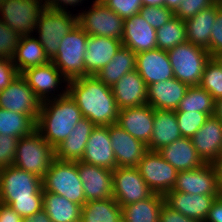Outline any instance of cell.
<instances>
[{
  "mask_svg": "<svg viewBox=\"0 0 222 222\" xmlns=\"http://www.w3.org/2000/svg\"><path fill=\"white\" fill-rule=\"evenodd\" d=\"M139 15L157 30L174 17V12L165 6H143Z\"/></svg>",
  "mask_w": 222,
  "mask_h": 222,
  "instance_id": "60d3db41",
  "label": "cell"
},
{
  "mask_svg": "<svg viewBox=\"0 0 222 222\" xmlns=\"http://www.w3.org/2000/svg\"><path fill=\"white\" fill-rule=\"evenodd\" d=\"M20 36L0 20V58L12 60L15 56Z\"/></svg>",
  "mask_w": 222,
  "mask_h": 222,
  "instance_id": "b9f144b4",
  "label": "cell"
},
{
  "mask_svg": "<svg viewBox=\"0 0 222 222\" xmlns=\"http://www.w3.org/2000/svg\"><path fill=\"white\" fill-rule=\"evenodd\" d=\"M108 133L117 167H136L148 151L147 145L131 136L116 123L108 125Z\"/></svg>",
  "mask_w": 222,
  "mask_h": 222,
  "instance_id": "e0dca14e",
  "label": "cell"
},
{
  "mask_svg": "<svg viewBox=\"0 0 222 222\" xmlns=\"http://www.w3.org/2000/svg\"><path fill=\"white\" fill-rule=\"evenodd\" d=\"M112 182L113 198L121 207L153 194L136 167H116L112 172Z\"/></svg>",
  "mask_w": 222,
  "mask_h": 222,
  "instance_id": "5bb4252c",
  "label": "cell"
},
{
  "mask_svg": "<svg viewBox=\"0 0 222 222\" xmlns=\"http://www.w3.org/2000/svg\"><path fill=\"white\" fill-rule=\"evenodd\" d=\"M173 191L208 196H221L220 171L217 164L204 165L177 173Z\"/></svg>",
  "mask_w": 222,
  "mask_h": 222,
  "instance_id": "8fae6325",
  "label": "cell"
},
{
  "mask_svg": "<svg viewBox=\"0 0 222 222\" xmlns=\"http://www.w3.org/2000/svg\"><path fill=\"white\" fill-rule=\"evenodd\" d=\"M182 0H165V7L169 8L173 12L178 8Z\"/></svg>",
  "mask_w": 222,
  "mask_h": 222,
  "instance_id": "11a10c76",
  "label": "cell"
},
{
  "mask_svg": "<svg viewBox=\"0 0 222 222\" xmlns=\"http://www.w3.org/2000/svg\"><path fill=\"white\" fill-rule=\"evenodd\" d=\"M220 7L221 5L212 4L184 21L188 42L205 49L209 48L212 26Z\"/></svg>",
  "mask_w": 222,
  "mask_h": 222,
  "instance_id": "f546056e",
  "label": "cell"
},
{
  "mask_svg": "<svg viewBox=\"0 0 222 222\" xmlns=\"http://www.w3.org/2000/svg\"><path fill=\"white\" fill-rule=\"evenodd\" d=\"M80 222H122L121 206L114 198L88 201L82 206Z\"/></svg>",
  "mask_w": 222,
  "mask_h": 222,
  "instance_id": "e575fe53",
  "label": "cell"
},
{
  "mask_svg": "<svg viewBox=\"0 0 222 222\" xmlns=\"http://www.w3.org/2000/svg\"><path fill=\"white\" fill-rule=\"evenodd\" d=\"M220 171L221 195H222V167H217Z\"/></svg>",
  "mask_w": 222,
  "mask_h": 222,
  "instance_id": "91938a15",
  "label": "cell"
},
{
  "mask_svg": "<svg viewBox=\"0 0 222 222\" xmlns=\"http://www.w3.org/2000/svg\"><path fill=\"white\" fill-rule=\"evenodd\" d=\"M67 93L81 110L82 116L95 126L117 123L119 108L111 86L105 85L95 75L70 80Z\"/></svg>",
  "mask_w": 222,
  "mask_h": 222,
  "instance_id": "6da1fadb",
  "label": "cell"
},
{
  "mask_svg": "<svg viewBox=\"0 0 222 222\" xmlns=\"http://www.w3.org/2000/svg\"><path fill=\"white\" fill-rule=\"evenodd\" d=\"M22 222H52L47 213L42 209L32 216L23 218Z\"/></svg>",
  "mask_w": 222,
  "mask_h": 222,
  "instance_id": "f5cc1de1",
  "label": "cell"
},
{
  "mask_svg": "<svg viewBox=\"0 0 222 222\" xmlns=\"http://www.w3.org/2000/svg\"><path fill=\"white\" fill-rule=\"evenodd\" d=\"M164 196L153 193L147 199L121 207L122 222H159Z\"/></svg>",
  "mask_w": 222,
  "mask_h": 222,
  "instance_id": "d6a6232c",
  "label": "cell"
},
{
  "mask_svg": "<svg viewBox=\"0 0 222 222\" xmlns=\"http://www.w3.org/2000/svg\"><path fill=\"white\" fill-rule=\"evenodd\" d=\"M23 218L9 205L0 202V222H22Z\"/></svg>",
  "mask_w": 222,
  "mask_h": 222,
  "instance_id": "f907efd6",
  "label": "cell"
},
{
  "mask_svg": "<svg viewBox=\"0 0 222 222\" xmlns=\"http://www.w3.org/2000/svg\"><path fill=\"white\" fill-rule=\"evenodd\" d=\"M219 196L189 194L180 191H169L164 195L165 204L187 218L205 222L209 210Z\"/></svg>",
  "mask_w": 222,
  "mask_h": 222,
  "instance_id": "44dd1931",
  "label": "cell"
},
{
  "mask_svg": "<svg viewBox=\"0 0 222 222\" xmlns=\"http://www.w3.org/2000/svg\"><path fill=\"white\" fill-rule=\"evenodd\" d=\"M44 7V0H4L0 20L20 37L32 35Z\"/></svg>",
  "mask_w": 222,
  "mask_h": 222,
  "instance_id": "30bf717a",
  "label": "cell"
},
{
  "mask_svg": "<svg viewBox=\"0 0 222 222\" xmlns=\"http://www.w3.org/2000/svg\"><path fill=\"white\" fill-rule=\"evenodd\" d=\"M182 137L192 138L209 117L201 112H175Z\"/></svg>",
  "mask_w": 222,
  "mask_h": 222,
  "instance_id": "ab89813d",
  "label": "cell"
},
{
  "mask_svg": "<svg viewBox=\"0 0 222 222\" xmlns=\"http://www.w3.org/2000/svg\"><path fill=\"white\" fill-rule=\"evenodd\" d=\"M43 190L53 192L81 206L86 203L77 162L54 159L42 179Z\"/></svg>",
  "mask_w": 222,
  "mask_h": 222,
  "instance_id": "277c9868",
  "label": "cell"
},
{
  "mask_svg": "<svg viewBox=\"0 0 222 222\" xmlns=\"http://www.w3.org/2000/svg\"><path fill=\"white\" fill-rule=\"evenodd\" d=\"M88 34L76 24L63 37L56 56L51 60L67 81L85 77L84 57Z\"/></svg>",
  "mask_w": 222,
  "mask_h": 222,
  "instance_id": "8992f818",
  "label": "cell"
},
{
  "mask_svg": "<svg viewBox=\"0 0 222 222\" xmlns=\"http://www.w3.org/2000/svg\"><path fill=\"white\" fill-rule=\"evenodd\" d=\"M105 5L123 20L139 14V11L143 7L141 0H109Z\"/></svg>",
  "mask_w": 222,
  "mask_h": 222,
  "instance_id": "7bdbcfd3",
  "label": "cell"
},
{
  "mask_svg": "<svg viewBox=\"0 0 222 222\" xmlns=\"http://www.w3.org/2000/svg\"><path fill=\"white\" fill-rule=\"evenodd\" d=\"M40 107L41 101L21 74L7 88L0 91V108L2 109L30 115L37 122Z\"/></svg>",
  "mask_w": 222,
  "mask_h": 222,
  "instance_id": "9a60e30c",
  "label": "cell"
},
{
  "mask_svg": "<svg viewBox=\"0 0 222 222\" xmlns=\"http://www.w3.org/2000/svg\"><path fill=\"white\" fill-rule=\"evenodd\" d=\"M36 121L26 114L0 108V134L11 137H25L36 130Z\"/></svg>",
  "mask_w": 222,
  "mask_h": 222,
  "instance_id": "d590c367",
  "label": "cell"
},
{
  "mask_svg": "<svg viewBox=\"0 0 222 222\" xmlns=\"http://www.w3.org/2000/svg\"><path fill=\"white\" fill-rule=\"evenodd\" d=\"M82 113L68 93L41 102L36 130L55 149L82 119Z\"/></svg>",
  "mask_w": 222,
  "mask_h": 222,
  "instance_id": "3957f363",
  "label": "cell"
},
{
  "mask_svg": "<svg viewBox=\"0 0 222 222\" xmlns=\"http://www.w3.org/2000/svg\"><path fill=\"white\" fill-rule=\"evenodd\" d=\"M136 168L153 193L164 196L173 190L178 171L157 151L148 150Z\"/></svg>",
  "mask_w": 222,
  "mask_h": 222,
  "instance_id": "7c38bea8",
  "label": "cell"
},
{
  "mask_svg": "<svg viewBox=\"0 0 222 222\" xmlns=\"http://www.w3.org/2000/svg\"><path fill=\"white\" fill-rule=\"evenodd\" d=\"M159 222H199V221L187 218L180 212L173 210L164 203L160 211Z\"/></svg>",
  "mask_w": 222,
  "mask_h": 222,
  "instance_id": "c3c4849f",
  "label": "cell"
},
{
  "mask_svg": "<svg viewBox=\"0 0 222 222\" xmlns=\"http://www.w3.org/2000/svg\"><path fill=\"white\" fill-rule=\"evenodd\" d=\"M188 85L175 77L147 86V104L158 110H176Z\"/></svg>",
  "mask_w": 222,
  "mask_h": 222,
  "instance_id": "d4e9b609",
  "label": "cell"
},
{
  "mask_svg": "<svg viewBox=\"0 0 222 222\" xmlns=\"http://www.w3.org/2000/svg\"><path fill=\"white\" fill-rule=\"evenodd\" d=\"M209 2L214 5H221L222 6V0H209Z\"/></svg>",
  "mask_w": 222,
  "mask_h": 222,
  "instance_id": "680465c9",
  "label": "cell"
},
{
  "mask_svg": "<svg viewBox=\"0 0 222 222\" xmlns=\"http://www.w3.org/2000/svg\"><path fill=\"white\" fill-rule=\"evenodd\" d=\"M93 4L77 13V24L90 36L122 39L124 20L107 5L92 1ZM87 10V11H86Z\"/></svg>",
  "mask_w": 222,
  "mask_h": 222,
  "instance_id": "9c48e42d",
  "label": "cell"
},
{
  "mask_svg": "<svg viewBox=\"0 0 222 222\" xmlns=\"http://www.w3.org/2000/svg\"><path fill=\"white\" fill-rule=\"evenodd\" d=\"M199 86L215 101L222 98V68L213 58L206 63Z\"/></svg>",
  "mask_w": 222,
  "mask_h": 222,
  "instance_id": "f35d334b",
  "label": "cell"
},
{
  "mask_svg": "<svg viewBox=\"0 0 222 222\" xmlns=\"http://www.w3.org/2000/svg\"><path fill=\"white\" fill-rule=\"evenodd\" d=\"M43 210L52 222H80L82 206L53 192L43 190Z\"/></svg>",
  "mask_w": 222,
  "mask_h": 222,
  "instance_id": "1f68e13d",
  "label": "cell"
},
{
  "mask_svg": "<svg viewBox=\"0 0 222 222\" xmlns=\"http://www.w3.org/2000/svg\"><path fill=\"white\" fill-rule=\"evenodd\" d=\"M117 125L148 145L154 127V108L149 104L119 110Z\"/></svg>",
  "mask_w": 222,
  "mask_h": 222,
  "instance_id": "d6986e66",
  "label": "cell"
},
{
  "mask_svg": "<svg viewBox=\"0 0 222 222\" xmlns=\"http://www.w3.org/2000/svg\"><path fill=\"white\" fill-rule=\"evenodd\" d=\"M54 159V148L35 130L18 139L13 165L43 179Z\"/></svg>",
  "mask_w": 222,
  "mask_h": 222,
  "instance_id": "5b68a950",
  "label": "cell"
},
{
  "mask_svg": "<svg viewBox=\"0 0 222 222\" xmlns=\"http://www.w3.org/2000/svg\"><path fill=\"white\" fill-rule=\"evenodd\" d=\"M181 137L175 111L154 109V127L147 149L158 151Z\"/></svg>",
  "mask_w": 222,
  "mask_h": 222,
  "instance_id": "f1b7e54d",
  "label": "cell"
},
{
  "mask_svg": "<svg viewBox=\"0 0 222 222\" xmlns=\"http://www.w3.org/2000/svg\"><path fill=\"white\" fill-rule=\"evenodd\" d=\"M18 139L0 134V169L13 166Z\"/></svg>",
  "mask_w": 222,
  "mask_h": 222,
  "instance_id": "ee69618b",
  "label": "cell"
},
{
  "mask_svg": "<svg viewBox=\"0 0 222 222\" xmlns=\"http://www.w3.org/2000/svg\"><path fill=\"white\" fill-rule=\"evenodd\" d=\"M95 127L89 119H80L68 137L54 149L55 159L81 161L89 136Z\"/></svg>",
  "mask_w": 222,
  "mask_h": 222,
  "instance_id": "4316f807",
  "label": "cell"
},
{
  "mask_svg": "<svg viewBox=\"0 0 222 222\" xmlns=\"http://www.w3.org/2000/svg\"><path fill=\"white\" fill-rule=\"evenodd\" d=\"M143 6H165V0H141Z\"/></svg>",
  "mask_w": 222,
  "mask_h": 222,
  "instance_id": "db71d44e",
  "label": "cell"
},
{
  "mask_svg": "<svg viewBox=\"0 0 222 222\" xmlns=\"http://www.w3.org/2000/svg\"><path fill=\"white\" fill-rule=\"evenodd\" d=\"M215 116L222 121V98L215 101Z\"/></svg>",
  "mask_w": 222,
  "mask_h": 222,
  "instance_id": "9f6ffc18",
  "label": "cell"
},
{
  "mask_svg": "<svg viewBox=\"0 0 222 222\" xmlns=\"http://www.w3.org/2000/svg\"><path fill=\"white\" fill-rule=\"evenodd\" d=\"M211 5L209 0H182L174 16L185 21Z\"/></svg>",
  "mask_w": 222,
  "mask_h": 222,
  "instance_id": "f6af8a7d",
  "label": "cell"
},
{
  "mask_svg": "<svg viewBox=\"0 0 222 222\" xmlns=\"http://www.w3.org/2000/svg\"><path fill=\"white\" fill-rule=\"evenodd\" d=\"M108 126H96L85 146L82 162L114 170L117 167Z\"/></svg>",
  "mask_w": 222,
  "mask_h": 222,
  "instance_id": "7402d4cb",
  "label": "cell"
},
{
  "mask_svg": "<svg viewBox=\"0 0 222 222\" xmlns=\"http://www.w3.org/2000/svg\"><path fill=\"white\" fill-rule=\"evenodd\" d=\"M18 75L19 73L12 60L0 58V91L7 88Z\"/></svg>",
  "mask_w": 222,
  "mask_h": 222,
  "instance_id": "7dc6e473",
  "label": "cell"
},
{
  "mask_svg": "<svg viewBox=\"0 0 222 222\" xmlns=\"http://www.w3.org/2000/svg\"><path fill=\"white\" fill-rule=\"evenodd\" d=\"M191 140L205 163L216 164L222 154V121L215 115L209 116Z\"/></svg>",
  "mask_w": 222,
  "mask_h": 222,
  "instance_id": "2e32d148",
  "label": "cell"
},
{
  "mask_svg": "<svg viewBox=\"0 0 222 222\" xmlns=\"http://www.w3.org/2000/svg\"><path fill=\"white\" fill-rule=\"evenodd\" d=\"M216 164H217V167H222V154H221L220 160Z\"/></svg>",
  "mask_w": 222,
  "mask_h": 222,
  "instance_id": "6125c7cd",
  "label": "cell"
},
{
  "mask_svg": "<svg viewBox=\"0 0 222 222\" xmlns=\"http://www.w3.org/2000/svg\"><path fill=\"white\" fill-rule=\"evenodd\" d=\"M86 202L113 198L112 170L77 161Z\"/></svg>",
  "mask_w": 222,
  "mask_h": 222,
  "instance_id": "ac0fdd59",
  "label": "cell"
},
{
  "mask_svg": "<svg viewBox=\"0 0 222 222\" xmlns=\"http://www.w3.org/2000/svg\"><path fill=\"white\" fill-rule=\"evenodd\" d=\"M167 53L174 77L188 86L199 85L204 67L211 58L207 49L186 41Z\"/></svg>",
  "mask_w": 222,
  "mask_h": 222,
  "instance_id": "52a82bcc",
  "label": "cell"
},
{
  "mask_svg": "<svg viewBox=\"0 0 222 222\" xmlns=\"http://www.w3.org/2000/svg\"><path fill=\"white\" fill-rule=\"evenodd\" d=\"M0 202L22 218L34 215L43 209L42 179L14 165L0 169Z\"/></svg>",
  "mask_w": 222,
  "mask_h": 222,
  "instance_id": "7a4b0ae2",
  "label": "cell"
},
{
  "mask_svg": "<svg viewBox=\"0 0 222 222\" xmlns=\"http://www.w3.org/2000/svg\"><path fill=\"white\" fill-rule=\"evenodd\" d=\"M21 75L41 102L64 96L67 93L68 81L52 61L44 65L28 68ZM61 83H65V88L61 86ZM55 90L57 94H54L56 93Z\"/></svg>",
  "mask_w": 222,
  "mask_h": 222,
  "instance_id": "4fadbf2b",
  "label": "cell"
},
{
  "mask_svg": "<svg viewBox=\"0 0 222 222\" xmlns=\"http://www.w3.org/2000/svg\"><path fill=\"white\" fill-rule=\"evenodd\" d=\"M157 48L168 51L187 41L186 24L184 20L173 17L169 22L156 30Z\"/></svg>",
  "mask_w": 222,
  "mask_h": 222,
  "instance_id": "74e56055",
  "label": "cell"
},
{
  "mask_svg": "<svg viewBox=\"0 0 222 222\" xmlns=\"http://www.w3.org/2000/svg\"><path fill=\"white\" fill-rule=\"evenodd\" d=\"M111 88L119 109L147 104V85L136 69L126 73Z\"/></svg>",
  "mask_w": 222,
  "mask_h": 222,
  "instance_id": "484cf974",
  "label": "cell"
},
{
  "mask_svg": "<svg viewBox=\"0 0 222 222\" xmlns=\"http://www.w3.org/2000/svg\"><path fill=\"white\" fill-rule=\"evenodd\" d=\"M82 1L84 2L85 0H44V4L45 7L53 10L70 12L72 7L81 5ZM68 6H70V10H68Z\"/></svg>",
  "mask_w": 222,
  "mask_h": 222,
  "instance_id": "681fc988",
  "label": "cell"
},
{
  "mask_svg": "<svg viewBox=\"0 0 222 222\" xmlns=\"http://www.w3.org/2000/svg\"><path fill=\"white\" fill-rule=\"evenodd\" d=\"M189 111L201 112L212 116L215 113V100L209 92L199 85L189 86L175 112Z\"/></svg>",
  "mask_w": 222,
  "mask_h": 222,
  "instance_id": "8d00e7d4",
  "label": "cell"
},
{
  "mask_svg": "<svg viewBox=\"0 0 222 222\" xmlns=\"http://www.w3.org/2000/svg\"><path fill=\"white\" fill-rule=\"evenodd\" d=\"M77 24V13L53 10L44 7L40 13L35 32L37 40L43 46L51 61L60 47V42ZM38 31V32H37Z\"/></svg>",
  "mask_w": 222,
  "mask_h": 222,
  "instance_id": "ba28073f",
  "label": "cell"
},
{
  "mask_svg": "<svg viewBox=\"0 0 222 222\" xmlns=\"http://www.w3.org/2000/svg\"><path fill=\"white\" fill-rule=\"evenodd\" d=\"M135 69L147 86L174 77L167 51L159 48L136 54Z\"/></svg>",
  "mask_w": 222,
  "mask_h": 222,
  "instance_id": "ffe728a7",
  "label": "cell"
},
{
  "mask_svg": "<svg viewBox=\"0 0 222 222\" xmlns=\"http://www.w3.org/2000/svg\"><path fill=\"white\" fill-rule=\"evenodd\" d=\"M222 68V54L212 57Z\"/></svg>",
  "mask_w": 222,
  "mask_h": 222,
  "instance_id": "6f0895ef",
  "label": "cell"
},
{
  "mask_svg": "<svg viewBox=\"0 0 222 222\" xmlns=\"http://www.w3.org/2000/svg\"><path fill=\"white\" fill-rule=\"evenodd\" d=\"M157 152L178 172L196 169L205 164L196 152L191 138L181 137Z\"/></svg>",
  "mask_w": 222,
  "mask_h": 222,
  "instance_id": "83f0119b",
  "label": "cell"
},
{
  "mask_svg": "<svg viewBox=\"0 0 222 222\" xmlns=\"http://www.w3.org/2000/svg\"><path fill=\"white\" fill-rule=\"evenodd\" d=\"M135 66L136 54L129 48L121 46L111 61L100 69L95 76L105 85L112 87L126 73L135 70Z\"/></svg>",
  "mask_w": 222,
  "mask_h": 222,
  "instance_id": "836d02e7",
  "label": "cell"
},
{
  "mask_svg": "<svg viewBox=\"0 0 222 222\" xmlns=\"http://www.w3.org/2000/svg\"><path fill=\"white\" fill-rule=\"evenodd\" d=\"M211 58L222 54V6L218 9L212 26L210 45L207 49Z\"/></svg>",
  "mask_w": 222,
  "mask_h": 222,
  "instance_id": "bcb514c9",
  "label": "cell"
},
{
  "mask_svg": "<svg viewBox=\"0 0 222 222\" xmlns=\"http://www.w3.org/2000/svg\"><path fill=\"white\" fill-rule=\"evenodd\" d=\"M121 46L119 39L89 35L84 57L85 76L96 75L111 61Z\"/></svg>",
  "mask_w": 222,
  "mask_h": 222,
  "instance_id": "cb8c5ba5",
  "label": "cell"
},
{
  "mask_svg": "<svg viewBox=\"0 0 222 222\" xmlns=\"http://www.w3.org/2000/svg\"><path fill=\"white\" fill-rule=\"evenodd\" d=\"M205 222H222V195L213 202Z\"/></svg>",
  "mask_w": 222,
  "mask_h": 222,
  "instance_id": "816d5d0a",
  "label": "cell"
},
{
  "mask_svg": "<svg viewBox=\"0 0 222 222\" xmlns=\"http://www.w3.org/2000/svg\"><path fill=\"white\" fill-rule=\"evenodd\" d=\"M49 61L43 46L35 35L20 37L15 56L12 59L19 74L28 68L44 65Z\"/></svg>",
  "mask_w": 222,
  "mask_h": 222,
  "instance_id": "4dcf8cb0",
  "label": "cell"
},
{
  "mask_svg": "<svg viewBox=\"0 0 222 222\" xmlns=\"http://www.w3.org/2000/svg\"><path fill=\"white\" fill-rule=\"evenodd\" d=\"M109 0H95L97 3L106 4Z\"/></svg>",
  "mask_w": 222,
  "mask_h": 222,
  "instance_id": "94428289",
  "label": "cell"
},
{
  "mask_svg": "<svg viewBox=\"0 0 222 222\" xmlns=\"http://www.w3.org/2000/svg\"><path fill=\"white\" fill-rule=\"evenodd\" d=\"M122 46L135 54L157 48L156 30L139 14L124 20Z\"/></svg>",
  "mask_w": 222,
  "mask_h": 222,
  "instance_id": "603a6c76",
  "label": "cell"
}]
</instances>
